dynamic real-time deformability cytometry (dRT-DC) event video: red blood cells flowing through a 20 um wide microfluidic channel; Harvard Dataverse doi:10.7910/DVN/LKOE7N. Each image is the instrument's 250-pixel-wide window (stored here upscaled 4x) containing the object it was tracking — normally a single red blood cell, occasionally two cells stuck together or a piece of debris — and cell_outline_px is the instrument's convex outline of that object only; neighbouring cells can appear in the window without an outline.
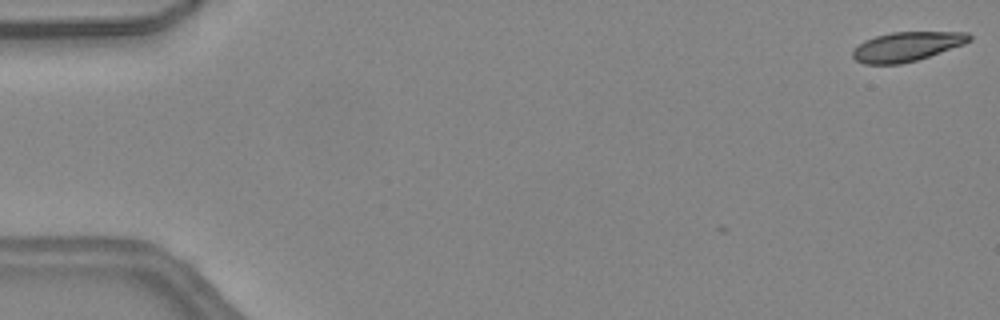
{"species": "common noctule bat (a hibernating species)", "species_latin": "Nyctalus noctula", "temperature_condition": "warm", "stored_images_in_passage": 37, "camera_frame_rate_fps": 3000, "um_per_image_px": 0.085, "animal": {"sex": "female", "body_mass_g": 24.6, "forearm_length_mm": 56.2}, "frame": {"image": 1, "passage_image": 1, "time_ms": 0.0, "image_size_px": [1000, 320], "cell_outline_px": [[972, 40], [964, 44], [916, 60], [900, 64], [864, 64], [856, 60], [852, 56], [852, 52], [864, 40], [876, 36], [892, 32], [968, 32], [972, 36]], "centroid_in_image_um": [77.09, 3.95], "position_along_channel_um": 7.9, "area_um2": 19.77}}
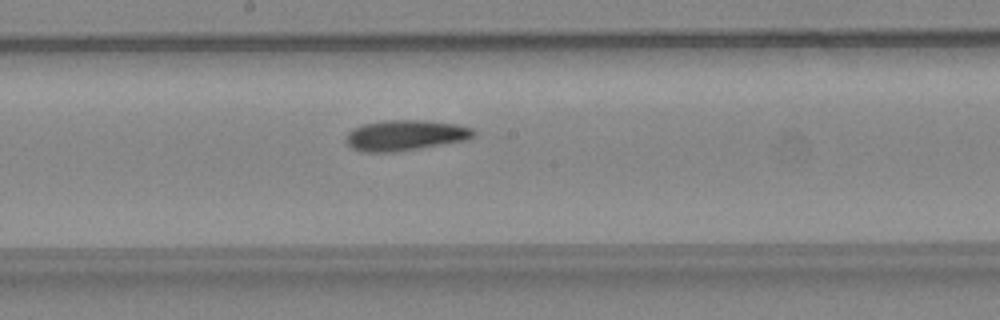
{"frame": {"image": 2, "passage_image": 25, "time_ms": 8.0, "image_size_px": [1000, 320], "cell_outline_px": [[476, 136], [468, 140], [420, 148], [392, 152], [364, 152], [352, 148], [344, 140], [348, 132], [352, 128], [364, 124], [384, 120], [424, 120], [456, 124], [472, 128], [476, 132]], "centroid_in_image_um": [34.46, 11.5], "position_along_channel_um": 213.7, "area_um2": 22.89}}
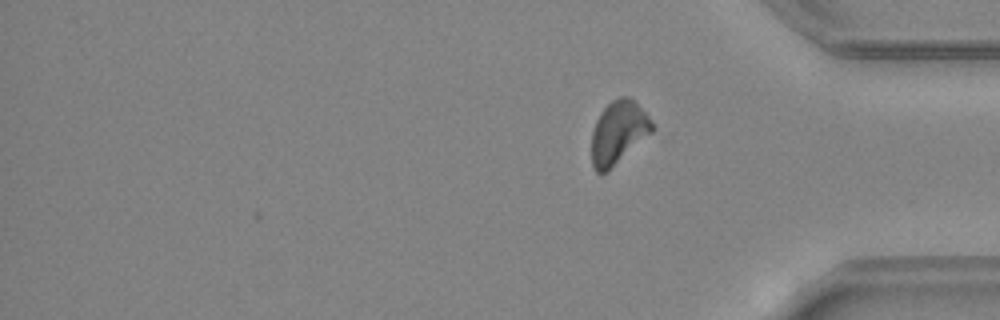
{"frame": {"image": 3, "passage_image": 37, "time_ms": 12.0, "image_size_px": [1000, 320], "cell_outline_px": [[656, 128], [652, 132], [604, 172], [596, 172], [592, 168], [592, 132], [596, 120], [600, 112], [612, 100], [620, 96], [628, 96], [648, 116]], "centroid_in_image_um": [52.54, 11.22], "position_along_channel_um": 382.7, "area_um2": 21.56}, "authors_computed_cell_mechanics": {"area_um2": 21.7328, "velocity_mm_per_s": 4.4974, "shape_relaxation_time_tau1_ms": null, "shape_relaxation_time_tau2_ms": 6.796, "deformation_change_tau1": null, "deformation_change_tau2": 0.1745}}